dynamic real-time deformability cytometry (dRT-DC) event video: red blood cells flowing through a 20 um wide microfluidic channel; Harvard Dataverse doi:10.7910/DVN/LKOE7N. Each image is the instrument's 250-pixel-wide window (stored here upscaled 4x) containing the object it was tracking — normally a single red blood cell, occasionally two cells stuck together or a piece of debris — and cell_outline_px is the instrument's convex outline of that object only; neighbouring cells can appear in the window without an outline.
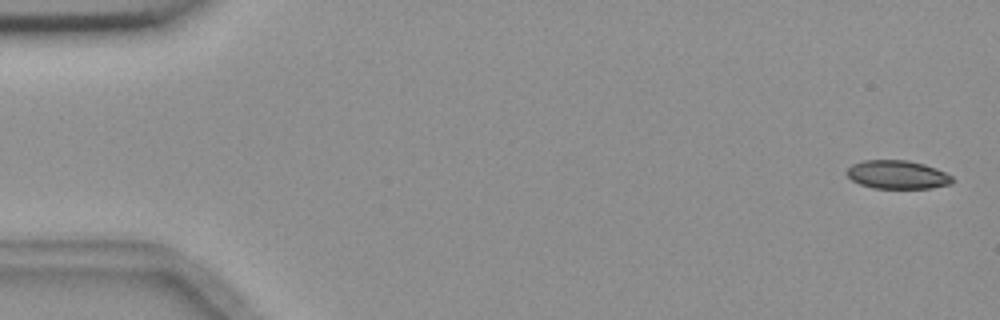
{"species": "common noctule bat (a hibernating species)", "species_latin": "Nyctalus noctula", "temperature_condition": "room temperature", "stored_images_in_passage": 4, "camera_frame_rate_fps": 3000, "um_per_image_px": 0.085, "animal": {"sex": "female", "body_mass_g": 18.4}, "frame": {"image": 1, "passage_image": 1, "time_ms": 0.0, "image_size_px": [1000, 320], "cell_outline_px": [[952, 184], [932, 188], [872, 188], [860, 184], [852, 180], [848, 176], [848, 168], [852, 164], [864, 160], [908, 160], [924, 164], [936, 168], [952, 176]], "centroid_in_image_um": [76.29, 14.84], "position_along_channel_um": 8.7, "area_um2": 17.46}}
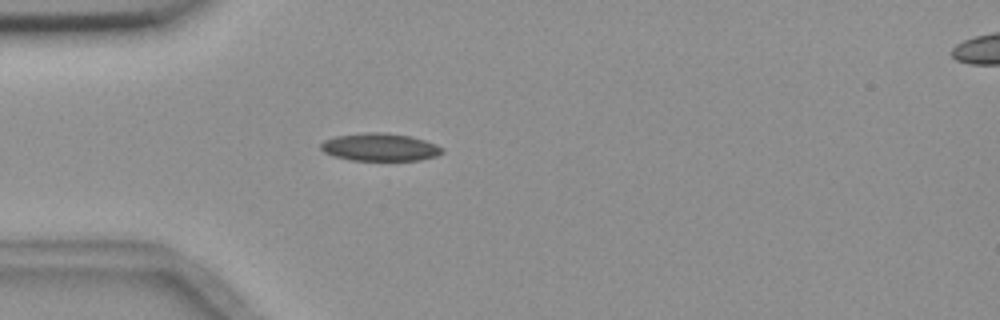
{"frame": {"image": 2, "passage_image": 4, "time_ms": 4.667, "image_size_px": [1000, 320], "cell_outline_px": [[444, 152], [436, 156], [420, 160], [352, 160], [336, 156], [324, 152], [320, 148], [320, 144], [324, 140], [336, 136], [364, 132], [388, 132], [412, 136], [436, 144], [444, 148]], "centroid_in_image_um": [32.33, 12.49], "position_along_channel_um": 52.7, "area_um2": 19.71}}